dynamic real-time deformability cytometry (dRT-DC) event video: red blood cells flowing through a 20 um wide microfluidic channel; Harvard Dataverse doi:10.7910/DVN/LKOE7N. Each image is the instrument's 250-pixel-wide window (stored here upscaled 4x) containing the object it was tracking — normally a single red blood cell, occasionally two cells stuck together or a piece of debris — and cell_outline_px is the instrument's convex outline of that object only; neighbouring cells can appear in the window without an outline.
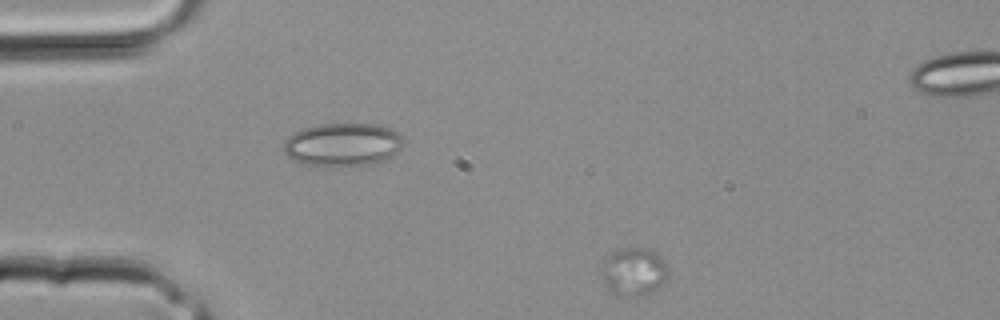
{"species": "common noctule bat (a hibernating species)", "species_latin": "Nyctalus noctula", "temperature_condition": "room temperature", "stored_images_in_passage": 3, "camera_frame_rate_fps": 3000, "um_per_image_px": 0.085, "animal": {"sex": "male", "body_mass_g": 20.4}, "frame": {"image": 1, "passage_image": 3, "time_ms": 0.667, "image_size_px": [1000, 320], "cell_outline_px": [[668, 276], [652, 292], [632, 296], [616, 296], [604, 284], [600, 276], [600, 264], [604, 256], [612, 252], [624, 248], [644, 248], [656, 252], [668, 268]], "centroid_in_image_um": [53.78, 23.08], "position_along_channel_um": 31.2, "area_um2": 18.84}}